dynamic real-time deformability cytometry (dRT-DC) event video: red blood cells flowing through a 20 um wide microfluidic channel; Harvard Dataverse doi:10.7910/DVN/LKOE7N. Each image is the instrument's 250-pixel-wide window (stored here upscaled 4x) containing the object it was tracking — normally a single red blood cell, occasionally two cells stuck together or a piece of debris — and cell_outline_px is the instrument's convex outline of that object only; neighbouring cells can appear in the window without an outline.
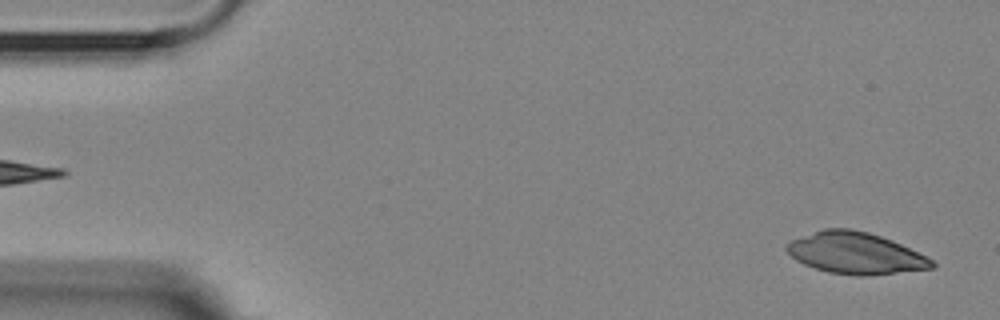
{"species": "Egyptian fruit bat (a non-hibernating species)", "species_latin": "Rousettus aegyptiacus", "temperature_condition": "room temperature", "stored_images_in_passage": 54, "camera_frame_rate_fps": 3000, "um_per_image_px": 0.085, "animal": {"sex": "female"}, "frame": {"image": 1, "passage_image": 2, "time_ms": 0.333, "image_size_px": [1000, 320], "cell_outline_px": [[936, 268], [868, 276], [856, 276], [828, 272], [804, 264], [796, 260], [784, 248], [792, 240], [824, 228], [852, 228], [868, 232], [892, 240], [932, 260], [936, 264]], "centroid_in_image_um": [72.72, 21.53], "position_along_channel_um": 12.3, "area_um2": 34.97}}
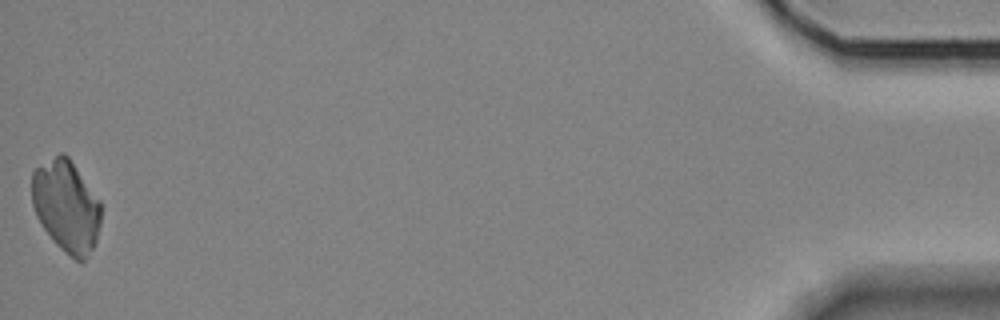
{"frame": {"image": 2, "passage_image": 54, "time_ms": 17.667, "image_size_px": [1000, 320], "cell_outline_px": [[100, 224], [96, 240], [92, 248], [84, 260], [80, 264], [64, 252], [52, 240], [36, 216], [32, 204], [32, 172], [36, 168], [60, 152], [64, 152], [68, 156], [100, 200]], "centroid_in_image_um": [5.63, 17.53], "position_along_channel_um": 429.6, "area_um2": 36.93}}